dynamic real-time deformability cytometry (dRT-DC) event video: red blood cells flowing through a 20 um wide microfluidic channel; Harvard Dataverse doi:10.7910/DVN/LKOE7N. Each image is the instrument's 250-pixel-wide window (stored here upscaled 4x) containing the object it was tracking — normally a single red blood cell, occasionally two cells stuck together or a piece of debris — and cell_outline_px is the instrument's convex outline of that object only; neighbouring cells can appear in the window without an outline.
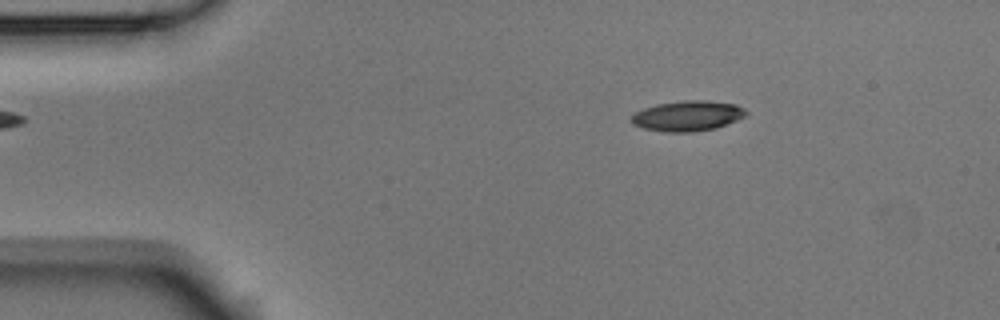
{"species": "Egyptian fruit bat (a non-hibernating species)", "species_latin": "Rousettus aegyptiacus", "temperature_condition": "room temperature", "stored_images_in_passage": 4, "camera_frame_rate_fps": 3000, "um_per_image_px": 0.085, "animal": {"sex": "male"}, "frame": {"image": 1, "passage_image": 2, "time_ms": 0.333, "image_size_px": [1000, 320], "cell_outline_px": [[748, 112], [744, 116], [736, 120], [716, 128], [692, 132], [664, 132], [644, 128], [632, 124], [632, 116], [636, 112], [644, 108], [656, 104], [684, 100], [704, 100], [736, 104], [744, 108]], "centroid_in_image_um": [58.45, 9.85], "position_along_channel_um": 26.6, "area_um2": 20.17}}